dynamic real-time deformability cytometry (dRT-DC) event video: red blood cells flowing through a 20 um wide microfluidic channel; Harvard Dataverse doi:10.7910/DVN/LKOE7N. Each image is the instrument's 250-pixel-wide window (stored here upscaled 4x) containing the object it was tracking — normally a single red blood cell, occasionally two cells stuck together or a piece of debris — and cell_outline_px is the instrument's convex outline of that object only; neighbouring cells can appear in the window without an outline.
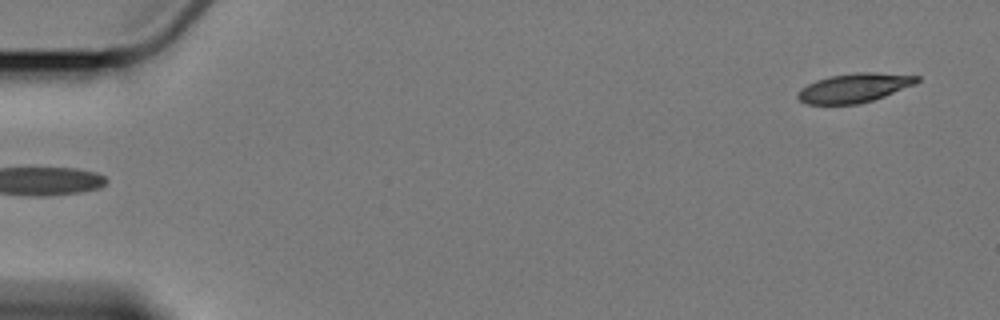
{"species": "Egyptian fruit bat (a non-hibernating species)", "species_latin": "Rousettus aegyptiacus", "temperature_condition": "cold", "stored_images_in_passage": 5, "camera_frame_rate_fps": 3000, "um_per_image_px": 0.085, "animal": {"sex": "female"}, "frame": {"image": 1, "passage_image": 5, "time_ms": 5.333, "image_size_px": [1000, 320], "cell_outline_px": [[920, 80], [916, 84], [884, 96], [860, 104], [804, 104], [796, 96], [808, 84], [816, 80], [832, 76], [856, 72], [872, 72], [920, 76]], "centroid_in_image_um": [72.65, 7.47], "position_along_channel_um": 12.4, "area_um2": 20.0}}